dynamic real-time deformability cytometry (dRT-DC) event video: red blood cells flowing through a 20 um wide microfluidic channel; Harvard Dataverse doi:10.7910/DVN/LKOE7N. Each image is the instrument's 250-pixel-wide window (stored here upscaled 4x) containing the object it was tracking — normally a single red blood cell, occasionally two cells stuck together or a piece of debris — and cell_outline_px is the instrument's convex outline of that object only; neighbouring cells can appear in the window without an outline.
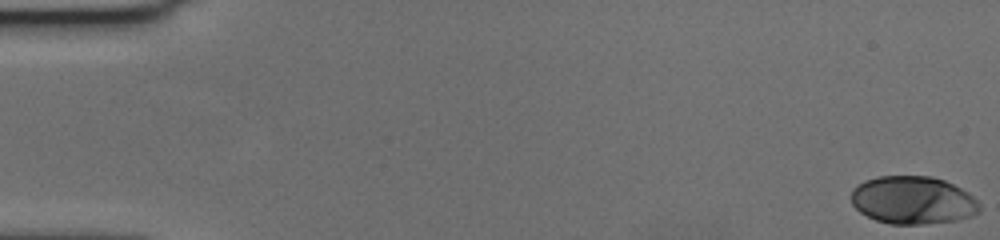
{"species": "human", "species_latin": "Homo sapiens", "temperature_condition": "cold", "stored_images_in_passage": 58, "camera_frame_rate_fps": 3000, "um_per_image_px": 0.085, "donor": {"sex": "female"}, "frame": {"image": 1, "passage_image": 1, "time_ms": 0.0, "image_size_px": [1000, 240], "cell_outline_px": [[980, 212], [972, 216], [956, 220], [924, 224], [888, 224], [876, 220], [860, 212], [852, 204], [852, 188], [856, 184], [864, 180], [876, 176], [932, 176], [944, 180], [968, 192], [980, 204]], "centroid_in_image_um": [77.58, 17.01], "position_along_channel_um": 7.4, "area_um2": 36.01}}
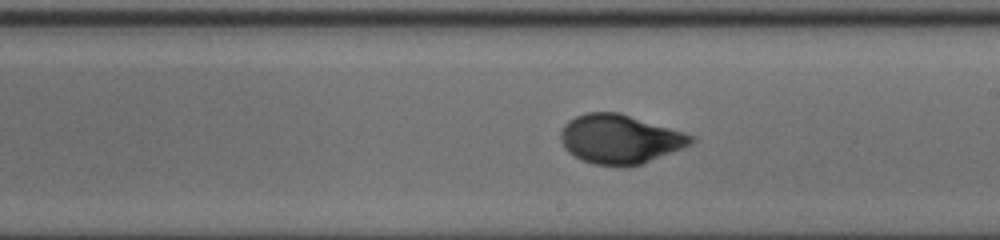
{"frame": {"image": 2, "passage_image": 34, "time_ms": 11.0, "image_size_px": [1000, 240], "cell_outline_px": [[696, 140], [692, 144], [640, 164], [620, 168], [592, 164], [580, 160], [568, 152], [564, 148], [560, 140], [560, 132], [564, 124], [568, 120], [576, 116], [588, 112], [620, 112], [684, 132], [696, 136]], "centroid_in_image_um": [52.66, 11.83], "position_along_channel_um": 236.3, "area_um2": 37.74}}
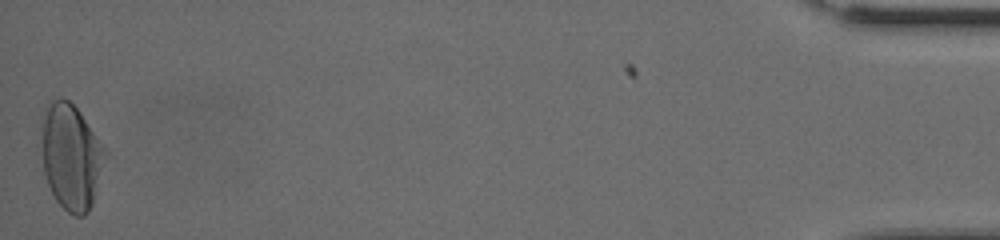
{"frame": {"image": 3, "passage_image": 58, "time_ms": 19.0, "image_size_px": [1000, 240], "cell_outline_px": [[108, 156], [92, 204], [88, 212], [84, 216], [76, 216], [68, 212], [56, 200], [48, 184], [44, 172], [40, 120], [40, 116], [48, 104], [52, 100], [60, 96], [68, 100], [80, 112], [108, 152]], "centroid_in_image_um": [6.04, 13.29], "position_along_channel_um": 429.2, "area_um2": 39.65}, "authors_computed_cell_mechanics": {"area_um2": 36.2406, "velocity_mm_per_s": 3.5897, "shape_relaxation_time_tau1_ms": 4.2486, "shape_relaxation_time_tau2_ms": null, "deformation_change_tau1": 0.1794, "deformation_change_tau2": null}}